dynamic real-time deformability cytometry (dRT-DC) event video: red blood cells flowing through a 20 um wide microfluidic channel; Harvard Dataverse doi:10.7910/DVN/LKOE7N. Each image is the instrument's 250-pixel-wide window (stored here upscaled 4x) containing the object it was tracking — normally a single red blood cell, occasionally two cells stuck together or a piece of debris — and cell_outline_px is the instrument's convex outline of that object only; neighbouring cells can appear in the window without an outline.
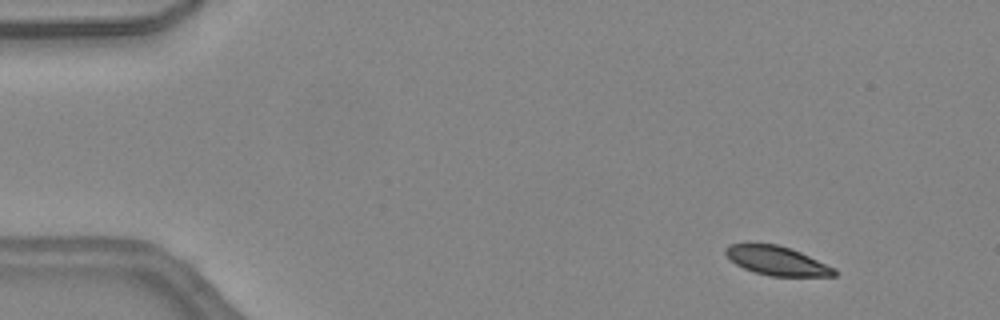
{"species": "common noctule bat (a hibernating species)", "species_latin": "Nyctalus noctula", "temperature_condition": "warm", "stored_images_in_passage": 1, "camera_frame_rate_fps": 3000, "um_per_image_px": 0.085, "animal": {"sex": "female", "body_mass_g": 24.6, "forearm_length_mm": 56.2}, "frame": {"image": 1, "passage_image": 1, "time_ms": 0.0, "image_size_px": [1000, 320], "cell_outline_px": [[836, 276], [768, 276], [744, 268], [736, 264], [724, 252], [724, 248], [728, 244], [748, 240], [776, 244], [792, 248], [836, 268]], "centroid_in_image_um": [65.98, 22.1], "position_along_channel_um": 19.0, "area_um2": 19.02}}